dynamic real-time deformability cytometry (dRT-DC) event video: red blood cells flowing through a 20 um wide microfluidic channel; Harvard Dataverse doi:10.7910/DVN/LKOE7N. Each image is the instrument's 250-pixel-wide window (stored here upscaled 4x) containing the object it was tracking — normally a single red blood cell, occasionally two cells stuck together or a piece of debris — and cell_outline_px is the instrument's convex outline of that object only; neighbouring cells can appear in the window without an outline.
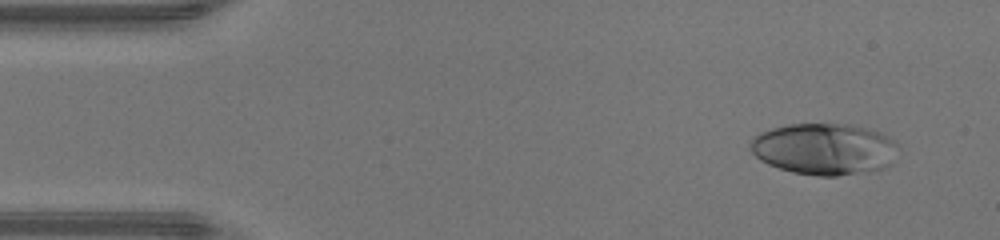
{"species": "human", "species_latin": "Homo sapiens", "temperature_condition": "warm", "stored_images_in_passage": 47, "camera_frame_rate_fps": 3000, "um_per_image_px": 0.085, "donor": {"sex": "male"}, "frame": {"image": 1, "passage_image": 4, "time_ms": 1.0, "image_size_px": [1000, 240], "cell_outline_px": [[900, 148], [892, 164], [888, 168], [836, 176], [816, 176], [792, 172], [768, 164], [760, 160], [748, 148], [748, 144], [760, 132], [784, 124], [852, 124], [880, 132], [896, 140]], "centroid_in_image_um": [70.11, 12.66], "position_along_channel_um": 14.9, "area_um2": 45.03}}
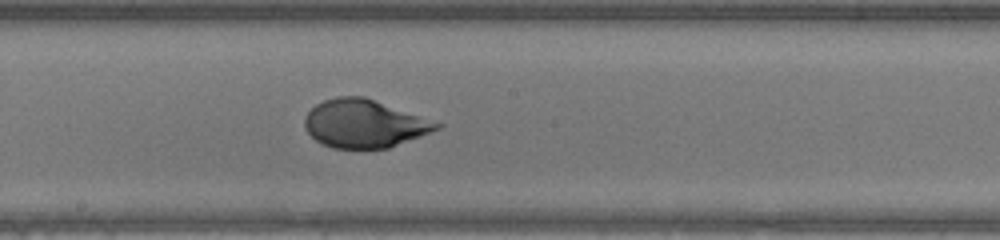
{"frame": {"image": 2, "passage_image": 25, "time_ms": 8.0, "image_size_px": [1000, 240], "cell_outline_px": [[444, 124], [440, 128], [420, 136], [388, 148], [332, 148], [316, 140], [304, 128], [304, 116], [316, 104], [324, 100], [336, 96], [364, 96]], "centroid_in_image_um": [30.94, 10.5], "position_along_channel_um": 217.3, "area_um2": 36.76}}
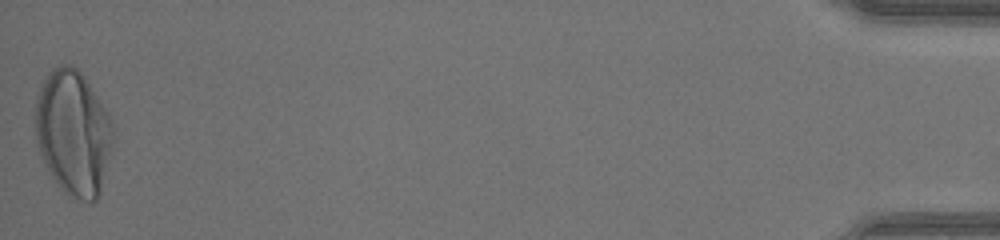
{"frame": {"image": 3, "passage_image": 47, "time_ms": 15.333, "image_size_px": [1000, 240], "cell_outline_px": [[112, 144], [100, 192], [96, 200], [72, 200], [60, 188], [52, 176], [40, 152], [36, 140], [36, 96], [40, 84], [48, 72], [52, 68], [60, 64], [72, 64], [84, 76], [108, 112], [112, 120]], "centroid_in_image_um": [6.21, 11.24], "position_along_channel_um": 429.0, "area_um2": 56.47}, "authors_computed_cell_mechanics": {"area_um2": 39.7086, "velocity_mm_per_s": 4.3505, "shape_relaxation_time_tau1_ms": 4.6637, "shape_relaxation_time_tau2_ms": null, "deformation_change_tau1": 0.2634, "deformation_change_tau2": null}}